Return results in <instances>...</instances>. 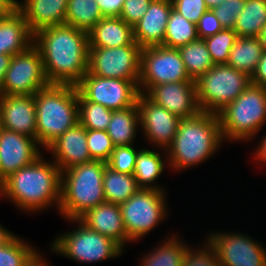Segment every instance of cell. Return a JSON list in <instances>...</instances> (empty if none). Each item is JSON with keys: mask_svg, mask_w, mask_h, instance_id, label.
<instances>
[{"mask_svg": "<svg viewBox=\"0 0 266 266\" xmlns=\"http://www.w3.org/2000/svg\"><path fill=\"white\" fill-rule=\"evenodd\" d=\"M50 84L76 86L88 72L89 36L69 25L46 27L34 34Z\"/></svg>", "mask_w": 266, "mask_h": 266, "instance_id": "obj_1", "label": "cell"}, {"mask_svg": "<svg viewBox=\"0 0 266 266\" xmlns=\"http://www.w3.org/2000/svg\"><path fill=\"white\" fill-rule=\"evenodd\" d=\"M8 197L17 208L28 212L42 211L50 205L59 209L61 171L52 161L40 156L34 163L10 174L0 183V197Z\"/></svg>", "mask_w": 266, "mask_h": 266, "instance_id": "obj_2", "label": "cell"}, {"mask_svg": "<svg viewBox=\"0 0 266 266\" xmlns=\"http://www.w3.org/2000/svg\"><path fill=\"white\" fill-rule=\"evenodd\" d=\"M222 142L218 114L201 111L180 120L173 143L164 156L170 160L169 167L176 171L188 169L209 159Z\"/></svg>", "mask_w": 266, "mask_h": 266, "instance_id": "obj_3", "label": "cell"}, {"mask_svg": "<svg viewBox=\"0 0 266 266\" xmlns=\"http://www.w3.org/2000/svg\"><path fill=\"white\" fill-rule=\"evenodd\" d=\"M36 141L47 148L78 122V90L74 85L50 84L34 94Z\"/></svg>", "mask_w": 266, "mask_h": 266, "instance_id": "obj_4", "label": "cell"}, {"mask_svg": "<svg viewBox=\"0 0 266 266\" xmlns=\"http://www.w3.org/2000/svg\"><path fill=\"white\" fill-rule=\"evenodd\" d=\"M106 162L92 160L61 172L59 213L68 220L78 219L87 210L106 202L103 174Z\"/></svg>", "mask_w": 266, "mask_h": 266, "instance_id": "obj_5", "label": "cell"}, {"mask_svg": "<svg viewBox=\"0 0 266 266\" xmlns=\"http://www.w3.org/2000/svg\"><path fill=\"white\" fill-rule=\"evenodd\" d=\"M217 114L222 139L249 141L266 122V88L250 84Z\"/></svg>", "mask_w": 266, "mask_h": 266, "instance_id": "obj_6", "label": "cell"}, {"mask_svg": "<svg viewBox=\"0 0 266 266\" xmlns=\"http://www.w3.org/2000/svg\"><path fill=\"white\" fill-rule=\"evenodd\" d=\"M251 84L250 77L227 64H215L196 81L201 111L217 114Z\"/></svg>", "mask_w": 266, "mask_h": 266, "instance_id": "obj_7", "label": "cell"}, {"mask_svg": "<svg viewBox=\"0 0 266 266\" xmlns=\"http://www.w3.org/2000/svg\"><path fill=\"white\" fill-rule=\"evenodd\" d=\"M78 228L61 234L52 243V252L81 263H96L102 260L116 258L124 250L110 238L88 229L78 219Z\"/></svg>", "mask_w": 266, "mask_h": 266, "instance_id": "obj_8", "label": "cell"}, {"mask_svg": "<svg viewBox=\"0 0 266 266\" xmlns=\"http://www.w3.org/2000/svg\"><path fill=\"white\" fill-rule=\"evenodd\" d=\"M165 191L140 188L120 205L124 228L129 242L140 240L167 215Z\"/></svg>", "mask_w": 266, "mask_h": 266, "instance_id": "obj_9", "label": "cell"}, {"mask_svg": "<svg viewBox=\"0 0 266 266\" xmlns=\"http://www.w3.org/2000/svg\"><path fill=\"white\" fill-rule=\"evenodd\" d=\"M192 80L185 68L180 52L162 45L145 47L141 51L138 90L145 94L158 84Z\"/></svg>", "mask_w": 266, "mask_h": 266, "instance_id": "obj_10", "label": "cell"}, {"mask_svg": "<svg viewBox=\"0 0 266 266\" xmlns=\"http://www.w3.org/2000/svg\"><path fill=\"white\" fill-rule=\"evenodd\" d=\"M142 48L137 42L122 47H89L88 73L132 81L137 87Z\"/></svg>", "mask_w": 266, "mask_h": 266, "instance_id": "obj_11", "label": "cell"}, {"mask_svg": "<svg viewBox=\"0 0 266 266\" xmlns=\"http://www.w3.org/2000/svg\"><path fill=\"white\" fill-rule=\"evenodd\" d=\"M48 85L40 51L32 45L12 56L0 95H34Z\"/></svg>", "mask_w": 266, "mask_h": 266, "instance_id": "obj_12", "label": "cell"}, {"mask_svg": "<svg viewBox=\"0 0 266 266\" xmlns=\"http://www.w3.org/2000/svg\"><path fill=\"white\" fill-rule=\"evenodd\" d=\"M76 87L87 101L101 104L111 110L133 106L140 93L138 87L130 80L102 78L88 72Z\"/></svg>", "mask_w": 266, "mask_h": 266, "instance_id": "obj_13", "label": "cell"}, {"mask_svg": "<svg viewBox=\"0 0 266 266\" xmlns=\"http://www.w3.org/2000/svg\"><path fill=\"white\" fill-rule=\"evenodd\" d=\"M224 233L206 238L215 248L220 266H266V248L261 243L241 233Z\"/></svg>", "mask_w": 266, "mask_h": 266, "instance_id": "obj_14", "label": "cell"}, {"mask_svg": "<svg viewBox=\"0 0 266 266\" xmlns=\"http://www.w3.org/2000/svg\"><path fill=\"white\" fill-rule=\"evenodd\" d=\"M136 102L139 110V127L144 137L153 146L155 144L158 148L164 149L163 154H165L173 143L181 119L151 101L143 93H139Z\"/></svg>", "mask_w": 266, "mask_h": 266, "instance_id": "obj_15", "label": "cell"}, {"mask_svg": "<svg viewBox=\"0 0 266 266\" xmlns=\"http://www.w3.org/2000/svg\"><path fill=\"white\" fill-rule=\"evenodd\" d=\"M39 147L34 138L0 127V183L42 156Z\"/></svg>", "mask_w": 266, "mask_h": 266, "instance_id": "obj_16", "label": "cell"}, {"mask_svg": "<svg viewBox=\"0 0 266 266\" xmlns=\"http://www.w3.org/2000/svg\"><path fill=\"white\" fill-rule=\"evenodd\" d=\"M145 95L180 119L193 117L201 112L195 81L158 84L151 87Z\"/></svg>", "mask_w": 266, "mask_h": 266, "instance_id": "obj_17", "label": "cell"}, {"mask_svg": "<svg viewBox=\"0 0 266 266\" xmlns=\"http://www.w3.org/2000/svg\"><path fill=\"white\" fill-rule=\"evenodd\" d=\"M0 127L36 140L34 95H0Z\"/></svg>", "mask_w": 266, "mask_h": 266, "instance_id": "obj_18", "label": "cell"}, {"mask_svg": "<svg viewBox=\"0 0 266 266\" xmlns=\"http://www.w3.org/2000/svg\"><path fill=\"white\" fill-rule=\"evenodd\" d=\"M47 150L60 171L92 161L87 146V129L79 122L53 141Z\"/></svg>", "mask_w": 266, "mask_h": 266, "instance_id": "obj_19", "label": "cell"}, {"mask_svg": "<svg viewBox=\"0 0 266 266\" xmlns=\"http://www.w3.org/2000/svg\"><path fill=\"white\" fill-rule=\"evenodd\" d=\"M78 220L88 229L113 240L123 250L129 242L121 216L120 205L109 202L101 203L87 210Z\"/></svg>", "mask_w": 266, "mask_h": 266, "instance_id": "obj_20", "label": "cell"}, {"mask_svg": "<svg viewBox=\"0 0 266 266\" xmlns=\"http://www.w3.org/2000/svg\"><path fill=\"white\" fill-rule=\"evenodd\" d=\"M171 0H152L147 12L133 26V38L141 48L162 45L172 10Z\"/></svg>", "mask_w": 266, "mask_h": 266, "instance_id": "obj_21", "label": "cell"}, {"mask_svg": "<svg viewBox=\"0 0 266 266\" xmlns=\"http://www.w3.org/2000/svg\"><path fill=\"white\" fill-rule=\"evenodd\" d=\"M68 0L17 1V10L23 15L33 34L46 27L64 25Z\"/></svg>", "mask_w": 266, "mask_h": 266, "instance_id": "obj_22", "label": "cell"}, {"mask_svg": "<svg viewBox=\"0 0 266 266\" xmlns=\"http://www.w3.org/2000/svg\"><path fill=\"white\" fill-rule=\"evenodd\" d=\"M33 41L34 34L17 9L0 20V54H20L29 49Z\"/></svg>", "mask_w": 266, "mask_h": 266, "instance_id": "obj_23", "label": "cell"}, {"mask_svg": "<svg viewBox=\"0 0 266 266\" xmlns=\"http://www.w3.org/2000/svg\"><path fill=\"white\" fill-rule=\"evenodd\" d=\"M89 47L112 48L134 42L133 27L120 17H103L88 32Z\"/></svg>", "mask_w": 266, "mask_h": 266, "instance_id": "obj_24", "label": "cell"}, {"mask_svg": "<svg viewBox=\"0 0 266 266\" xmlns=\"http://www.w3.org/2000/svg\"><path fill=\"white\" fill-rule=\"evenodd\" d=\"M139 122L137 102L126 109L113 110L107 134L114 146L133 145Z\"/></svg>", "mask_w": 266, "mask_h": 266, "instance_id": "obj_25", "label": "cell"}, {"mask_svg": "<svg viewBox=\"0 0 266 266\" xmlns=\"http://www.w3.org/2000/svg\"><path fill=\"white\" fill-rule=\"evenodd\" d=\"M263 53L259 37H238L226 64L251 77Z\"/></svg>", "mask_w": 266, "mask_h": 266, "instance_id": "obj_26", "label": "cell"}, {"mask_svg": "<svg viewBox=\"0 0 266 266\" xmlns=\"http://www.w3.org/2000/svg\"><path fill=\"white\" fill-rule=\"evenodd\" d=\"M139 189L133 174H124L105 167L103 191L106 202L121 205Z\"/></svg>", "mask_w": 266, "mask_h": 266, "instance_id": "obj_27", "label": "cell"}, {"mask_svg": "<svg viewBox=\"0 0 266 266\" xmlns=\"http://www.w3.org/2000/svg\"><path fill=\"white\" fill-rule=\"evenodd\" d=\"M165 165L159 152L148 149L140 150L136 157L135 169L133 172L138 187L164 191L159 185L156 186L153 184L164 171Z\"/></svg>", "mask_w": 266, "mask_h": 266, "instance_id": "obj_28", "label": "cell"}, {"mask_svg": "<svg viewBox=\"0 0 266 266\" xmlns=\"http://www.w3.org/2000/svg\"><path fill=\"white\" fill-rule=\"evenodd\" d=\"M266 25V0H246L233 30L238 37H259Z\"/></svg>", "mask_w": 266, "mask_h": 266, "instance_id": "obj_29", "label": "cell"}, {"mask_svg": "<svg viewBox=\"0 0 266 266\" xmlns=\"http://www.w3.org/2000/svg\"><path fill=\"white\" fill-rule=\"evenodd\" d=\"M178 51L189 77L194 81L207 73L215 65L204 39L198 38L178 48Z\"/></svg>", "mask_w": 266, "mask_h": 266, "instance_id": "obj_30", "label": "cell"}, {"mask_svg": "<svg viewBox=\"0 0 266 266\" xmlns=\"http://www.w3.org/2000/svg\"><path fill=\"white\" fill-rule=\"evenodd\" d=\"M103 18L96 0H68L65 24L87 33Z\"/></svg>", "mask_w": 266, "mask_h": 266, "instance_id": "obj_31", "label": "cell"}, {"mask_svg": "<svg viewBox=\"0 0 266 266\" xmlns=\"http://www.w3.org/2000/svg\"><path fill=\"white\" fill-rule=\"evenodd\" d=\"M198 39L197 26L172 8L162 46L178 49Z\"/></svg>", "mask_w": 266, "mask_h": 266, "instance_id": "obj_32", "label": "cell"}, {"mask_svg": "<svg viewBox=\"0 0 266 266\" xmlns=\"http://www.w3.org/2000/svg\"><path fill=\"white\" fill-rule=\"evenodd\" d=\"M187 247V244L172 235L155 250L146 254L141 260L140 266H182V259Z\"/></svg>", "mask_w": 266, "mask_h": 266, "instance_id": "obj_33", "label": "cell"}, {"mask_svg": "<svg viewBox=\"0 0 266 266\" xmlns=\"http://www.w3.org/2000/svg\"><path fill=\"white\" fill-rule=\"evenodd\" d=\"M41 253L15 235L7 244L0 247V266H30Z\"/></svg>", "mask_w": 266, "mask_h": 266, "instance_id": "obj_34", "label": "cell"}, {"mask_svg": "<svg viewBox=\"0 0 266 266\" xmlns=\"http://www.w3.org/2000/svg\"><path fill=\"white\" fill-rule=\"evenodd\" d=\"M113 110L101 104L87 101L78 92V118L79 123L86 129L107 130L112 118Z\"/></svg>", "mask_w": 266, "mask_h": 266, "instance_id": "obj_35", "label": "cell"}, {"mask_svg": "<svg viewBox=\"0 0 266 266\" xmlns=\"http://www.w3.org/2000/svg\"><path fill=\"white\" fill-rule=\"evenodd\" d=\"M237 33L233 29L224 28L218 33L204 38V42L214 64H226L230 51L234 46Z\"/></svg>", "mask_w": 266, "mask_h": 266, "instance_id": "obj_36", "label": "cell"}, {"mask_svg": "<svg viewBox=\"0 0 266 266\" xmlns=\"http://www.w3.org/2000/svg\"><path fill=\"white\" fill-rule=\"evenodd\" d=\"M87 146L92 160L107 162L114 145L111 138L104 130L87 129Z\"/></svg>", "mask_w": 266, "mask_h": 266, "instance_id": "obj_37", "label": "cell"}, {"mask_svg": "<svg viewBox=\"0 0 266 266\" xmlns=\"http://www.w3.org/2000/svg\"><path fill=\"white\" fill-rule=\"evenodd\" d=\"M139 151L133 145L115 146L106 164L116 172L133 174Z\"/></svg>", "mask_w": 266, "mask_h": 266, "instance_id": "obj_38", "label": "cell"}, {"mask_svg": "<svg viewBox=\"0 0 266 266\" xmlns=\"http://www.w3.org/2000/svg\"><path fill=\"white\" fill-rule=\"evenodd\" d=\"M204 245V248L199 247L198 250L188 246L182 259V266H220L215 248L208 240Z\"/></svg>", "mask_w": 266, "mask_h": 266, "instance_id": "obj_39", "label": "cell"}, {"mask_svg": "<svg viewBox=\"0 0 266 266\" xmlns=\"http://www.w3.org/2000/svg\"><path fill=\"white\" fill-rule=\"evenodd\" d=\"M245 2L246 0H225L213 9L224 28H234L238 15L245 6Z\"/></svg>", "mask_w": 266, "mask_h": 266, "instance_id": "obj_40", "label": "cell"}, {"mask_svg": "<svg viewBox=\"0 0 266 266\" xmlns=\"http://www.w3.org/2000/svg\"><path fill=\"white\" fill-rule=\"evenodd\" d=\"M174 10L188 21L197 24L201 16L209 10L204 0H171Z\"/></svg>", "mask_w": 266, "mask_h": 266, "instance_id": "obj_41", "label": "cell"}, {"mask_svg": "<svg viewBox=\"0 0 266 266\" xmlns=\"http://www.w3.org/2000/svg\"><path fill=\"white\" fill-rule=\"evenodd\" d=\"M152 0H124L119 17L132 27L147 12Z\"/></svg>", "mask_w": 266, "mask_h": 266, "instance_id": "obj_42", "label": "cell"}, {"mask_svg": "<svg viewBox=\"0 0 266 266\" xmlns=\"http://www.w3.org/2000/svg\"><path fill=\"white\" fill-rule=\"evenodd\" d=\"M198 38L204 39L223 30L220 20L213 10H207L196 24Z\"/></svg>", "mask_w": 266, "mask_h": 266, "instance_id": "obj_43", "label": "cell"}, {"mask_svg": "<svg viewBox=\"0 0 266 266\" xmlns=\"http://www.w3.org/2000/svg\"><path fill=\"white\" fill-rule=\"evenodd\" d=\"M103 17H119L124 0H96Z\"/></svg>", "mask_w": 266, "mask_h": 266, "instance_id": "obj_44", "label": "cell"}, {"mask_svg": "<svg viewBox=\"0 0 266 266\" xmlns=\"http://www.w3.org/2000/svg\"><path fill=\"white\" fill-rule=\"evenodd\" d=\"M251 84L266 88V53L264 52L250 77Z\"/></svg>", "mask_w": 266, "mask_h": 266, "instance_id": "obj_45", "label": "cell"}, {"mask_svg": "<svg viewBox=\"0 0 266 266\" xmlns=\"http://www.w3.org/2000/svg\"><path fill=\"white\" fill-rule=\"evenodd\" d=\"M17 0H0V20L8 17L17 9Z\"/></svg>", "mask_w": 266, "mask_h": 266, "instance_id": "obj_46", "label": "cell"}, {"mask_svg": "<svg viewBox=\"0 0 266 266\" xmlns=\"http://www.w3.org/2000/svg\"><path fill=\"white\" fill-rule=\"evenodd\" d=\"M12 55L0 54V87L4 81L6 71L9 68Z\"/></svg>", "mask_w": 266, "mask_h": 266, "instance_id": "obj_47", "label": "cell"}, {"mask_svg": "<svg viewBox=\"0 0 266 266\" xmlns=\"http://www.w3.org/2000/svg\"><path fill=\"white\" fill-rule=\"evenodd\" d=\"M257 151L255 155V159L260 161L261 163H266V135L263 137L262 141L260 142V145L257 146ZM263 161V162H262Z\"/></svg>", "mask_w": 266, "mask_h": 266, "instance_id": "obj_48", "label": "cell"}, {"mask_svg": "<svg viewBox=\"0 0 266 266\" xmlns=\"http://www.w3.org/2000/svg\"><path fill=\"white\" fill-rule=\"evenodd\" d=\"M15 234L0 225V247L7 244Z\"/></svg>", "mask_w": 266, "mask_h": 266, "instance_id": "obj_49", "label": "cell"}, {"mask_svg": "<svg viewBox=\"0 0 266 266\" xmlns=\"http://www.w3.org/2000/svg\"><path fill=\"white\" fill-rule=\"evenodd\" d=\"M208 9L213 10L215 9L219 4L224 2L225 0H204Z\"/></svg>", "mask_w": 266, "mask_h": 266, "instance_id": "obj_50", "label": "cell"}, {"mask_svg": "<svg viewBox=\"0 0 266 266\" xmlns=\"http://www.w3.org/2000/svg\"><path fill=\"white\" fill-rule=\"evenodd\" d=\"M259 38H260L261 43H262L263 51L266 53V25L263 27V30H262Z\"/></svg>", "mask_w": 266, "mask_h": 266, "instance_id": "obj_51", "label": "cell"}, {"mask_svg": "<svg viewBox=\"0 0 266 266\" xmlns=\"http://www.w3.org/2000/svg\"><path fill=\"white\" fill-rule=\"evenodd\" d=\"M43 256L41 255L32 265H30V266H48L47 264V262L45 261V259H44V261H43Z\"/></svg>", "mask_w": 266, "mask_h": 266, "instance_id": "obj_52", "label": "cell"}]
</instances>
